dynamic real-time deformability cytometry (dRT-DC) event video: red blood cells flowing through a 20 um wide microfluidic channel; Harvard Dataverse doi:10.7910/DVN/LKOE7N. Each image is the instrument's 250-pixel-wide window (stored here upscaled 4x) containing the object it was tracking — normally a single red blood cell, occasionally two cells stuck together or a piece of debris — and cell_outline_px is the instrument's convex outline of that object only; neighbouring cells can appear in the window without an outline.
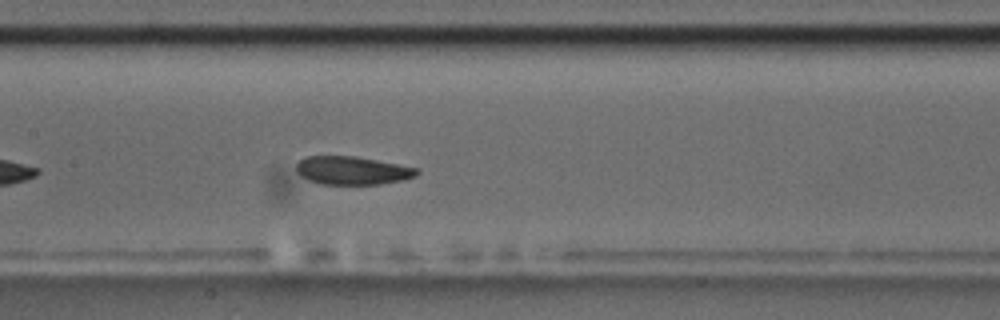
{"species": "common noctule bat (a hibernating species)", "species_latin": "Nyctalus noctula", "temperature_condition": "room temperature", "stored_images_in_passage": 8, "camera_frame_rate_fps": 3000, "um_per_image_px": 0.085, "animal": {"sex": "male", "body_mass_g": 17.5, "forearm_length_mm": 52.3}, "frame": {"image": 1, "passage_image": 8, "time_ms": 8.0, "image_size_px": [1000, 320], "cell_outline_px": [[420, 172], [416, 176], [404, 180], [380, 184], [320, 184], [308, 180], [300, 176], [296, 172], [296, 164], [304, 156], [356, 156], [420, 168]], "centroid_in_image_um": [29.95, 14.49], "position_along_channel_um": 177.4, "area_um2": 20.11}}